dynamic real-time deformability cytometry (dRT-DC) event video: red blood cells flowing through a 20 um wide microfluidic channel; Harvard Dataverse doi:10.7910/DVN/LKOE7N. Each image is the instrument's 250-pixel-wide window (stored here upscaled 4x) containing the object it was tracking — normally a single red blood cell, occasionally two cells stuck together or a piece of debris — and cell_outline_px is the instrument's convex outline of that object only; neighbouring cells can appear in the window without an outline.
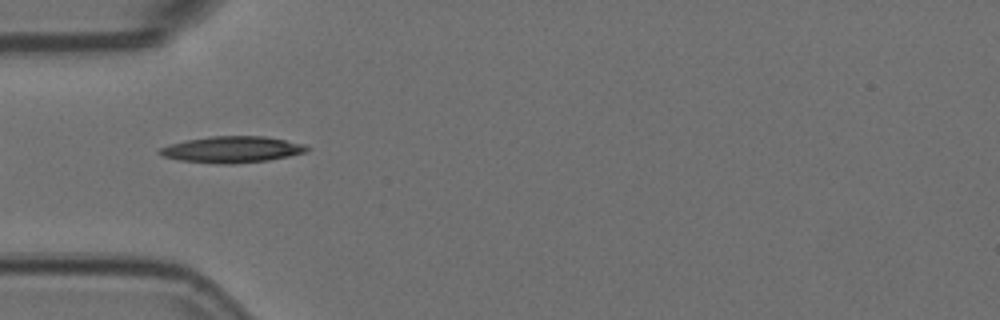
{"species": "Egyptian fruit bat (a non-hibernating species)", "species_latin": "Rousettus aegyptiacus", "temperature_condition": "room temperature", "stored_images_in_passage": 31, "camera_frame_rate_fps": 3000, "um_per_image_px": 0.085, "animal": {"sex": "female"}, "frame": {"image": 1, "passage_image": 1, "time_ms": 0.0, "image_size_px": [1000, 320], "cell_outline_px": [[312, 148], [304, 152], [288, 156], [268, 160], [232, 164], [220, 164], [180, 160], [164, 156], [156, 152], [160, 148], [172, 144], [188, 140], [212, 136], [264, 136], [304, 144]], "centroid_in_image_um": [19.74, 12.71], "position_along_channel_um": 65.3, "area_um2": 22.31}}
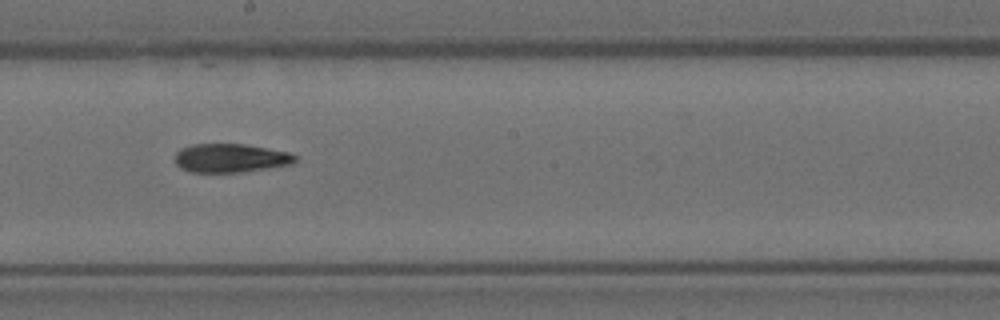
{"frame": {"image": 2, "passage_image": 14, "time_ms": 4.333, "image_size_px": [1000, 320], "cell_outline_px": [[296, 160], [292, 164], [244, 172], [188, 172], [180, 168], [176, 164], [176, 152], [180, 148], [192, 144], [244, 144], [292, 152], [296, 156]], "centroid_in_image_um": [19.6, 13.43], "position_along_channel_um": 228.6, "area_um2": 20.29}}
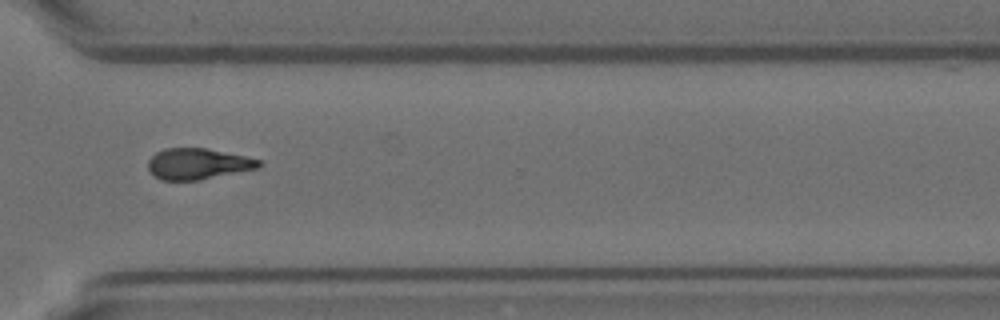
{"frame": {"image": 3, "passage_image": 24, "time_ms": 7.667, "image_size_px": [1000, 320], "cell_outline_px": [[264, 164], [260, 168], [200, 180], [160, 180], [152, 176], [148, 168], [148, 160], [156, 152], [164, 148], [204, 148], [244, 156], [260, 160]], "centroid_in_image_um": [16.81, 13.94], "position_along_channel_um": 353.8, "area_um2": 20.17}, "authors_computed_cell_mechanics": {"area_um2": 20.8658, "velocity_mm_per_s": 3.7692, "shape_relaxation_time_tau1_ms": 7.352, "shape_relaxation_time_tau2_ms": 7.4237, "deformation_change_tau1": 0.2063, "deformation_change_tau2": 0.1788}}